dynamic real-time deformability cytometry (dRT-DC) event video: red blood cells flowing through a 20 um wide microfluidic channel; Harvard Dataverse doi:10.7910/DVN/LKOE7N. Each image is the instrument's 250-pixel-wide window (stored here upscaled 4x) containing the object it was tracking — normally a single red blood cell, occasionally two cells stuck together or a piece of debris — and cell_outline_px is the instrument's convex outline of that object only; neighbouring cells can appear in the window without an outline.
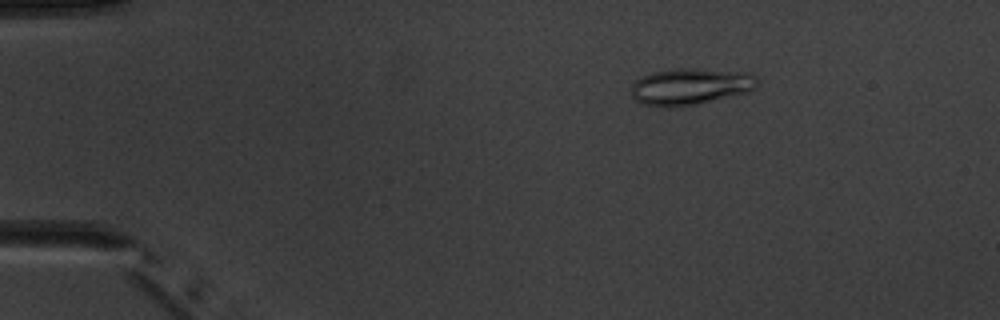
{"species": "common noctule bat (a hibernating species)", "species_latin": "Nyctalus noctula", "temperature_condition": "warm", "stored_images_in_passage": 5, "camera_frame_rate_fps": 3000, "um_per_image_px": 0.085, "animal": {"sex": "male", "body_mass_g": 20.1, "forearm_length_mm": 53.5}, "frame": {"image": 1, "passage_image": 2, "time_ms": 1.333, "image_size_px": [1000, 320], "cell_outline_px": [[760, 80], [756, 88], [748, 92], [696, 104], [668, 108], [664, 108], [644, 104], [636, 100], [632, 96], [632, 84], [636, 80], [652, 72], [680, 68], [692, 68], [744, 72], [756, 76]], "centroid_in_image_um": [58.7, 7.35], "position_along_channel_um": 26.3, "area_um2": 26.88}}